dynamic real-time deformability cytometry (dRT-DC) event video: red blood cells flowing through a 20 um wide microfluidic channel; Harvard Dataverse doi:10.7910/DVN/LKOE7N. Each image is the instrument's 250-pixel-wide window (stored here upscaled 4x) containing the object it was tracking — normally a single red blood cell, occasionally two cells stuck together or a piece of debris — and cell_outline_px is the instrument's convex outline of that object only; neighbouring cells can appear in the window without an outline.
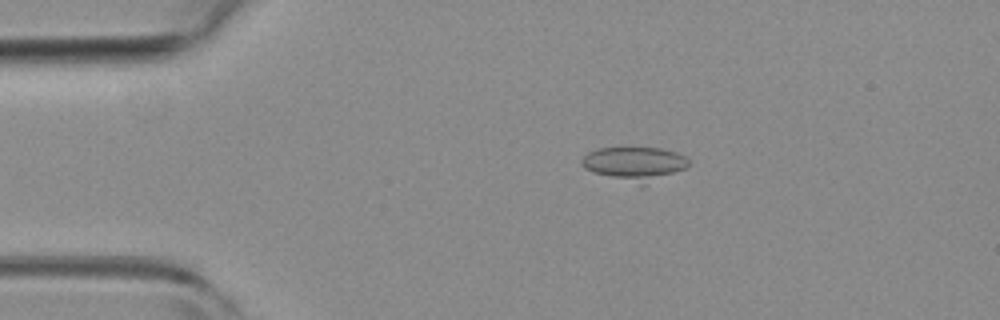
{"species": "common noctule bat (a hibernating species)", "species_latin": "Nyctalus noctula", "temperature_condition": "room temperature", "stored_images_in_passage": 3, "camera_frame_rate_fps": 3000, "um_per_image_px": 0.085, "animal": {"sex": "female", "body_mass_g": 19.3, "forearm_length_mm": 54.1}, "frame": {"image": 1, "passage_image": 1, "time_ms": 0.0, "image_size_px": [1000, 320], "cell_outline_px": [[688, 168], [644, 188], [640, 188], [592, 172], [584, 168], [580, 160], [588, 152], [596, 148], [660, 148], [676, 152], [684, 156], [688, 160]], "centroid_in_image_um": [53.97, 13.99], "position_along_channel_um": 31.0, "area_um2": 22.08}}